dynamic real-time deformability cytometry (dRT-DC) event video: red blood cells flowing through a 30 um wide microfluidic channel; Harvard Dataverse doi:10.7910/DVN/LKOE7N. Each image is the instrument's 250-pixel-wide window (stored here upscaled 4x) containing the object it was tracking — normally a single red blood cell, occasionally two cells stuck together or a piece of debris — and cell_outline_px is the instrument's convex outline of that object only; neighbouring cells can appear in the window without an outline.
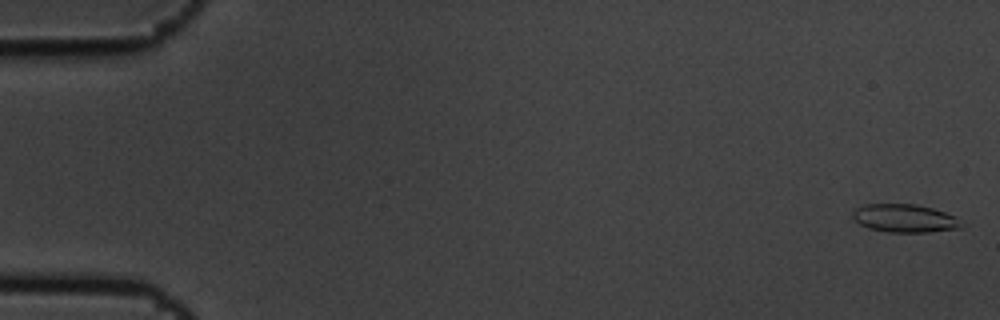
{"species": "common noctule bat (a hibernating species)", "species_latin": "Nyctalus noctula", "temperature_condition": "cold", "stored_images_in_passage": 6, "camera_frame_rate_fps": 3000, "um_per_image_px": 0.085, "animal": {"sex": "male", "body_mass_g": 19.5, "forearm_length_mm": 54.6}, "frame": {"image": 1, "passage_image": 1, "time_ms": 0.0, "image_size_px": [1000, 320], "cell_outline_px": [[968, 224], [964, 228], [928, 232], [888, 232], [868, 228], [860, 224], [852, 216], [852, 212], [856, 208], [864, 204], [916, 204], [932, 208], [956, 216]], "centroid_in_image_um": [76.98, 18.56], "position_along_channel_um": 8.0, "area_um2": 18.15}}
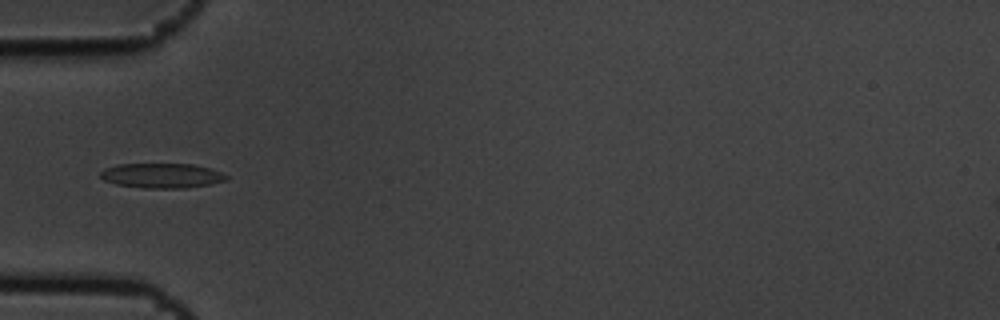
{"frame": {"image": 2, "passage_image": 6, "time_ms": 1.667, "image_size_px": [1000, 320], "cell_outline_px": [[228, 180], [208, 184], [184, 188], [144, 188], [116, 184], [104, 180], [100, 176], [100, 172], [104, 168], [116, 164], [192, 164], [212, 168], [228, 176]], "centroid_in_image_um": [13.74, 14.92], "position_along_channel_um": 71.3, "area_um2": 18.21}}